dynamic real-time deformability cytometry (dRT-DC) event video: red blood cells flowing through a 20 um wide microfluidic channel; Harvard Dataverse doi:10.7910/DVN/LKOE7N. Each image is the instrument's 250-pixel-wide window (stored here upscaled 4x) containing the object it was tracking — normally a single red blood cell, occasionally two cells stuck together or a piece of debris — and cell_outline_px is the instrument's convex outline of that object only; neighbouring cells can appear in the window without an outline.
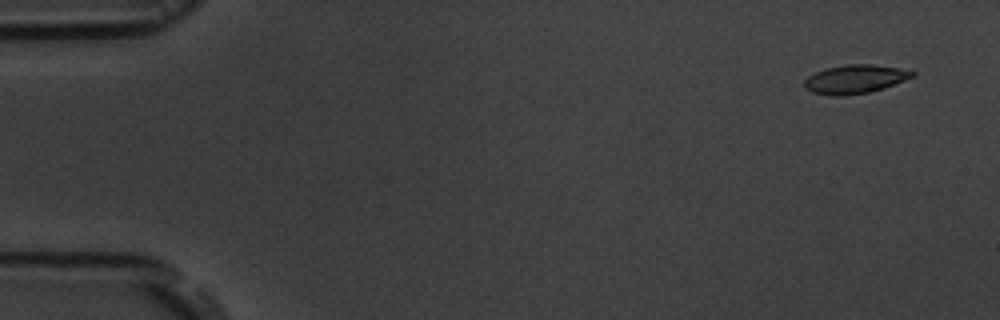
{"species": "common noctule bat (a hibernating species)", "species_latin": "Nyctalus noctula", "temperature_condition": "room temperature", "stored_images_in_passage": 4, "camera_frame_rate_fps": 3000, "um_per_image_px": 0.085, "animal": {"sex": "male", "body_mass_g": 19.5, "forearm_length_mm": 54.6}, "frame": {"image": 1, "passage_image": 1, "time_ms": 0.0, "image_size_px": [1000, 320], "cell_outline_px": [[916, 76], [884, 88], [868, 92], [840, 96], [832, 96], [812, 92], [804, 88], [804, 80], [808, 76], [816, 72], [828, 68], [848, 64], [872, 64], [900, 68], [916, 72]], "centroid_in_image_um": [72.69, 6.73], "position_along_channel_um": 12.3, "area_um2": 18.03}}
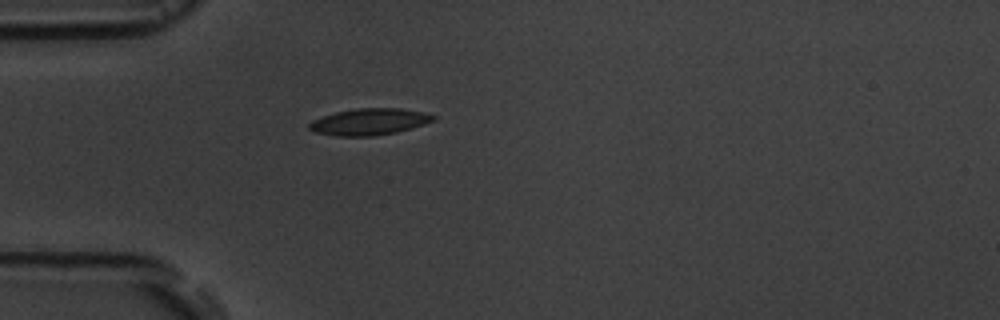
{"frame": {"image": 2, "passage_image": 4, "time_ms": 4.333, "image_size_px": [1000, 320], "cell_outline_px": [[436, 120], [424, 124], [396, 132], [372, 136], [336, 136], [316, 132], [308, 128], [308, 124], [312, 120], [336, 112], [356, 108], [400, 108], [424, 112], [436, 116]], "centroid_in_image_um": [31.4, 10.34], "position_along_channel_um": 53.6, "area_um2": 19.13}}